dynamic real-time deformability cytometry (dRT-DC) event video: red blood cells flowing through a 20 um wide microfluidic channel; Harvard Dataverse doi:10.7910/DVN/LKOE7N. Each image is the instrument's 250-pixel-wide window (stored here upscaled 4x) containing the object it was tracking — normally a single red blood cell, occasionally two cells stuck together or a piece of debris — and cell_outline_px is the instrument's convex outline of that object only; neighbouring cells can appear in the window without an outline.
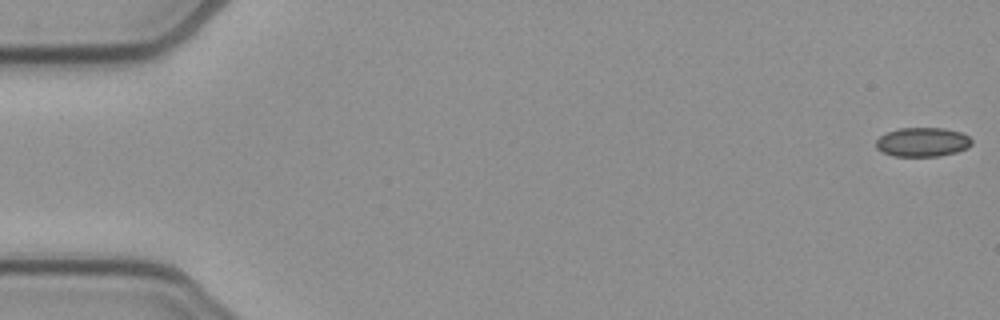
{"species": "common noctule bat (a hibernating species)", "species_latin": "Nyctalus noctula", "temperature_condition": "cold", "stored_images_in_passage": 53, "camera_frame_rate_fps": 3000, "um_per_image_px": 0.085, "animal": {"sex": "female", "body_mass_g": 21.9}, "frame": {"image": 1, "passage_image": 1, "time_ms": 0.0, "image_size_px": [1000, 320], "cell_outline_px": [[972, 144], [968, 148], [956, 152], [940, 156], [892, 156], [880, 152], [876, 148], [876, 140], [880, 136], [888, 132], [900, 128], [944, 128], [960, 132], [968, 136], [972, 140]], "centroid_in_image_um": [78.4, 12.08], "position_along_channel_um": 6.6, "area_um2": 16.36}}
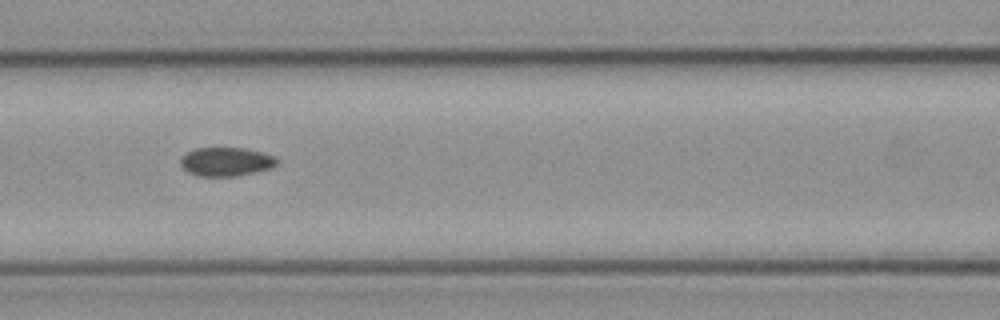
{"frame": {"image": 2, "passage_image": 23, "time_ms": 7.333, "image_size_px": [1000, 320], "cell_outline_px": [[276, 164], [272, 168], [256, 172], [236, 176], [196, 176], [188, 172], [180, 164], [180, 160], [188, 152], [196, 148], [248, 148], [264, 152], [276, 156]], "centroid_in_image_um": [19.25, 13.74], "position_along_channel_um": 147.3, "area_um2": 16.24}}
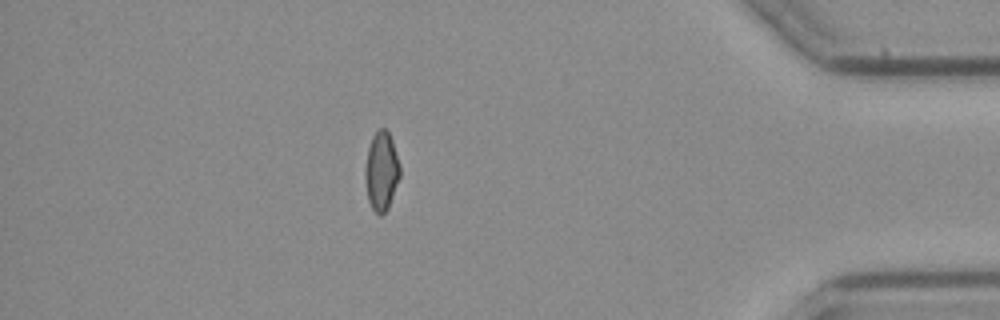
{"frame": {"image": 3, "passage_image": 46, "time_ms": 15.0, "image_size_px": [1000, 320], "cell_outline_px": [[400, 176], [388, 208], [380, 216], [372, 208], [368, 200], [364, 176], [364, 168], [368, 148], [372, 136], [380, 128], [384, 128], [388, 132], [392, 140], [400, 164]], "centroid_in_image_um": [32.41, 14.54], "position_along_channel_um": 402.8, "area_um2": 16.01}, "authors_computed_cell_mechanics": {"area_um2": 16.473, "velocity_mm_per_s": 3.9166, "shape_relaxation_time_tau1_ms": null, "shape_relaxation_time_tau2_ms": 4.5805, "deformation_change_tau1": null, "deformation_change_tau2": 0.0659}}